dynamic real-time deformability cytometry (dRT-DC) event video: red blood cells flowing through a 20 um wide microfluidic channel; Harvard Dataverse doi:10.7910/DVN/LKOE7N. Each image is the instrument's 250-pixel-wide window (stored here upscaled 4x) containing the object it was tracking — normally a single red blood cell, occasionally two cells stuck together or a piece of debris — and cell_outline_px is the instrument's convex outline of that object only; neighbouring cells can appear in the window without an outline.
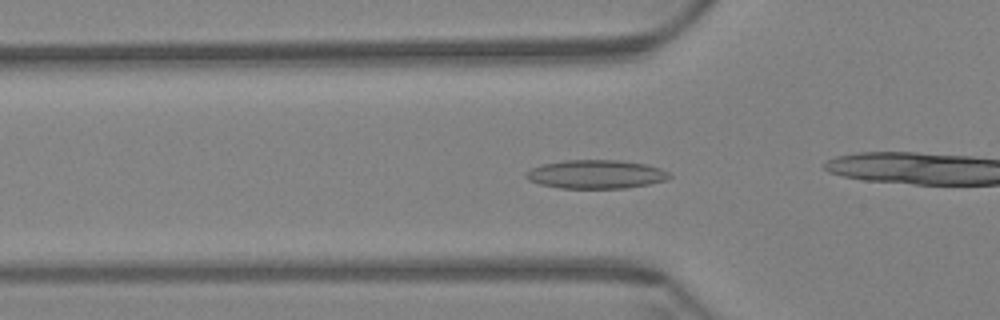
{"species": "Egyptian fruit bat (a non-hibernating species)", "species_latin": "Rousettus aegyptiacus", "temperature_condition": "warm", "stored_images_in_passage": 61, "camera_frame_rate_fps": 3000, "um_per_image_px": 0.085, "animal": {"sex": "female"}, "frame": {"image": 1, "passage_image": 20, "time_ms": 6.333, "image_size_px": [1000, 320], "cell_outline_px": [[672, 176], [668, 180], [648, 184], [624, 188], [560, 188], [540, 184], [528, 180], [524, 176], [532, 168], [540, 164], [564, 160], [620, 160], [644, 164], [660, 168], [668, 172]], "centroid_in_image_um": [50.65, 14.81], "position_along_channel_um": 75.1, "area_um2": 23.93}}
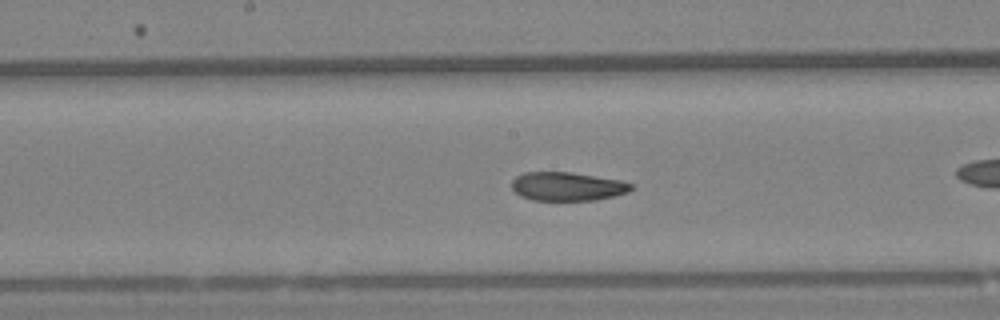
{"frame": {"image": 2, "passage_image": 31, "time_ms": 10.0, "image_size_px": [1000, 320], "cell_outline_px": [[632, 188], [628, 192], [596, 200], [532, 200], [520, 196], [512, 188], [512, 180], [516, 176], [524, 172], [572, 172], [620, 180], [632, 184]], "centroid_in_image_um": [48.19, 15.84], "position_along_channel_um": 200.0, "area_um2": 19.88}}
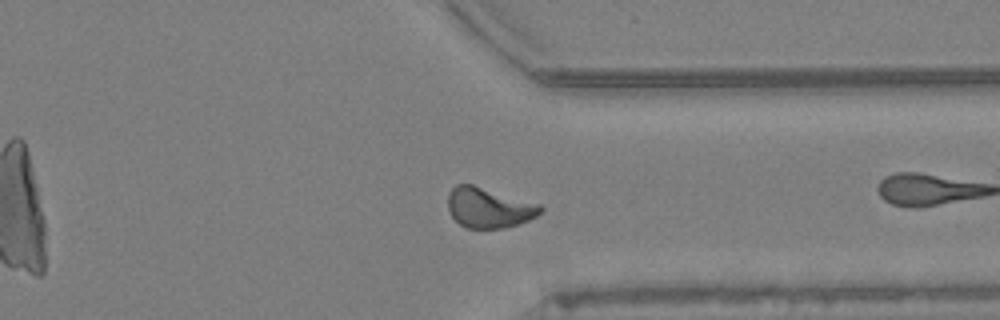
{"frame": {"image": 3, "passage_image": 46, "time_ms": 15.0, "image_size_px": [1000, 320], "cell_outline_px": [[544, 208], [536, 216], [528, 220], [504, 228], [464, 228], [452, 216], [448, 208], [448, 192], [456, 184], [472, 184], [540, 204]], "centroid_in_image_um": [41.53, 17.65], "position_along_channel_um": 369.9, "area_um2": 21.56}, "authors_computed_cell_mechanics": {"area_um2": 21.2704, "velocity_mm_per_s": 3.4091, "shape_relaxation_time_tau1_ms": 8.962, "shape_relaxation_time_tau2_ms": 2.983, "deformation_change_tau1": 0.1827, "deformation_change_tau2": 0.089}}